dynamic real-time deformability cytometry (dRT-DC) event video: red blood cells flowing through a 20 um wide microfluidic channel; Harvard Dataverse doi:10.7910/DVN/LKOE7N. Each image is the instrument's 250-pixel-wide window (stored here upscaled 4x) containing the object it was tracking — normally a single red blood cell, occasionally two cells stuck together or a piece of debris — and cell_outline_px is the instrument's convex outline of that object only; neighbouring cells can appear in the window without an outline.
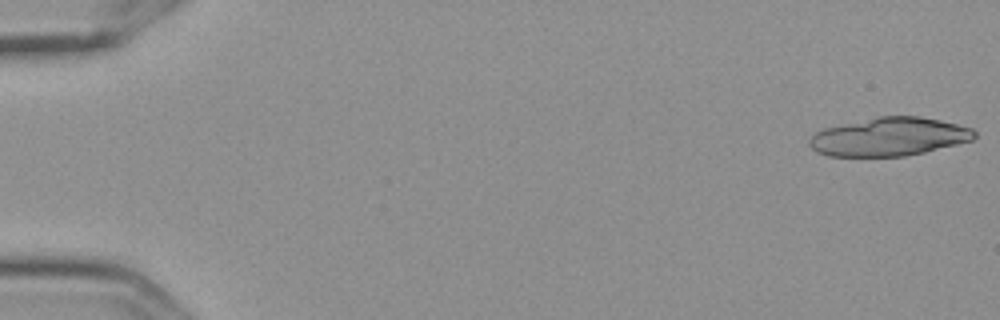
{"species": "Egyptian fruit bat (a non-hibernating species)", "species_latin": "Rousettus aegyptiacus", "temperature_condition": "cold", "stored_images_in_passage": 16, "camera_frame_rate_fps": 3000, "um_per_image_px": 0.085, "frame": {"image": 1, "passage_image": 1, "time_ms": 0.0, "image_size_px": [1000, 320], "cell_outline_px": [[976, 136], [972, 140], [924, 152], [904, 156], [828, 156], [816, 152], [808, 144], [808, 140], [816, 132], [824, 128], [880, 116], [920, 116], [940, 120], [972, 128], [976, 132]], "centroid_in_image_um": [75.57, 11.63], "position_along_channel_um": 9.4, "area_um2": 36.7}}